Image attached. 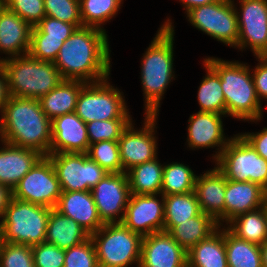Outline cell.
Returning a JSON list of instances; mask_svg holds the SVG:
<instances>
[{"instance_id":"obj_38","label":"cell","mask_w":267,"mask_h":267,"mask_svg":"<svg viewBox=\"0 0 267 267\" xmlns=\"http://www.w3.org/2000/svg\"><path fill=\"white\" fill-rule=\"evenodd\" d=\"M46 16L82 27L80 0H44Z\"/></svg>"},{"instance_id":"obj_18","label":"cell","mask_w":267,"mask_h":267,"mask_svg":"<svg viewBox=\"0 0 267 267\" xmlns=\"http://www.w3.org/2000/svg\"><path fill=\"white\" fill-rule=\"evenodd\" d=\"M212 112H197L190 115L188 120V147L196 148H213L218 147L213 154V160L216 161L223 149L231 140L224 135L222 116Z\"/></svg>"},{"instance_id":"obj_5","label":"cell","mask_w":267,"mask_h":267,"mask_svg":"<svg viewBox=\"0 0 267 267\" xmlns=\"http://www.w3.org/2000/svg\"><path fill=\"white\" fill-rule=\"evenodd\" d=\"M10 96L39 99L64 79L54 62L41 61L29 54L0 61Z\"/></svg>"},{"instance_id":"obj_15","label":"cell","mask_w":267,"mask_h":267,"mask_svg":"<svg viewBox=\"0 0 267 267\" xmlns=\"http://www.w3.org/2000/svg\"><path fill=\"white\" fill-rule=\"evenodd\" d=\"M91 193L104 224L123 221L131 196L126 172L108 173L91 189Z\"/></svg>"},{"instance_id":"obj_13","label":"cell","mask_w":267,"mask_h":267,"mask_svg":"<svg viewBox=\"0 0 267 267\" xmlns=\"http://www.w3.org/2000/svg\"><path fill=\"white\" fill-rule=\"evenodd\" d=\"M239 37L236 48H251L256 57L267 56V0H239Z\"/></svg>"},{"instance_id":"obj_45","label":"cell","mask_w":267,"mask_h":267,"mask_svg":"<svg viewBox=\"0 0 267 267\" xmlns=\"http://www.w3.org/2000/svg\"><path fill=\"white\" fill-rule=\"evenodd\" d=\"M258 64L251 71L258 99H267V56L256 57ZM267 101V100H265Z\"/></svg>"},{"instance_id":"obj_4","label":"cell","mask_w":267,"mask_h":267,"mask_svg":"<svg viewBox=\"0 0 267 267\" xmlns=\"http://www.w3.org/2000/svg\"><path fill=\"white\" fill-rule=\"evenodd\" d=\"M219 75L226 103V114L238 120L261 121L263 108L257 97L249 66L215 57L204 59Z\"/></svg>"},{"instance_id":"obj_41","label":"cell","mask_w":267,"mask_h":267,"mask_svg":"<svg viewBox=\"0 0 267 267\" xmlns=\"http://www.w3.org/2000/svg\"><path fill=\"white\" fill-rule=\"evenodd\" d=\"M64 267H99L94 244L90 237L65 250Z\"/></svg>"},{"instance_id":"obj_9","label":"cell","mask_w":267,"mask_h":267,"mask_svg":"<svg viewBox=\"0 0 267 267\" xmlns=\"http://www.w3.org/2000/svg\"><path fill=\"white\" fill-rule=\"evenodd\" d=\"M108 79L86 83L81 89L75 113L85 123L95 120L132 119L124 94L117 87L110 85Z\"/></svg>"},{"instance_id":"obj_46","label":"cell","mask_w":267,"mask_h":267,"mask_svg":"<svg viewBox=\"0 0 267 267\" xmlns=\"http://www.w3.org/2000/svg\"><path fill=\"white\" fill-rule=\"evenodd\" d=\"M256 150V152L267 161V127L260 132H248L241 134Z\"/></svg>"},{"instance_id":"obj_31","label":"cell","mask_w":267,"mask_h":267,"mask_svg":"<svg viewBox=\"0 0 267 267\" xmlns=\"http://www.w3.org/2000/svg\"><path fill=\"white\" fill-rule=\"evenodd\" d=\"M228 267H263L260 246L235 236L224 226Z\"/></svg>"},{"instance_id":"obj_25","label":"cell","mask_w":267,"mask_h":267,"mask_svg":"<svg viewBox=\"0 0 267 267\" xmlns=\"http://www.w3.org/2000/svg\"><path fill=\"white\" fill-rule=\"evenodd\" d=\"M85 84L86 82L80 80H63L38 99L42 111L50 120L75 112L78 95Z\"/></svg>"},{"instance_id":"obj_23","label":"cell","mask_w":267,"mask_h":267,"mask_svg":"<svg viewBox=\"0 0 267 267\" xmlns=\"http://www.w3.org/2000/svg\"><path fill=\"white\" fill-rule=\"evenodd\" d=\"M1 142L4 145L0 147V183L12 191L43 155L33 149Z\"/></svg>"},{"instance_id":"obj_36","label":"cell","mask_w":267,"mask_h":267,"mask_svg":"<svg viewBox=\"0 0 267 267\" xmlns=\"http://www.w3.org/2000/svg\"><path fill=\"white\" fill-rule=\"evenodd\" d=\"M87 155L108 173L123 172L118 140L90 144Z\"/></svg>"},{"instance_id":"obj_16","label":"cell","mask_w":267,"mask_h":267,"mask_svg":"<svg viewBox=\"0 0 267 267\" xmlns=\"http://www.w3.org/2000/svg\"><path fill=\"white\" fill-rule=\"evenodd\" d=\"M131 194L122 223L142 237L164 229V196ZM161 200V201H160Z\"/></svg>"},{"instance_id":"obj_3","label":"cell","mask_w":267,"mask_h":267,"mask_svg":"<svg viewBox=\"0 0 267 267\" xmlns=\"http://www.w3.org/2000/svg\"><path fill=\"white\" fill-rule=\"evenodd\" d=\"M174 26L167 19L146 49L141 61V83L146 115H158L160 101L171 80H174Z\"/></svg>"},{"instance_id":"obj_14","label":"cell","mask_w":267,"mask_h":267,"mask_svg":"<svg viewBox=\"0 0 267 267\" xmlns=\"http://www.w3.org/2000/svg\"><path fill=\"white\" fill-rule=\"evenodd\" d=\"M144 115V125L141 129L135 130L131 122L118 139L123 172L157 157L155 128L158 115Z\"/></svg>"},{"instance_id":"obj_1","label":"cell","mask_w":267,"mask_h":267,"mask_svg":"<svg viewBox=\"0 0 267 267\" xmlns=\"http://www.w3.org/2000/svg\"><path fill=\"white\" fill-rule=\"evenodd\" d=\"M106 31L82 26L64 41L54 65L64 80L94 83L109 78L111 70Z\"/></svg>"},{"instance_id":"obj_35","label":"cell","mask_w":267,"mask_h":267,"mask_svg":"<svg viewBox=\"0 0 267 267\" xmlns=\"http://www.w3.org/2000/svg\"><path fill=\"white\" fill-rule=\"evenodd\" d=\"M123 0H80L82 26L101 30L103 24L117 15Z\"/></svg>"},{"instance_id":"obj_19","label":"cell","mask_w":267,"mask_h":267,"mask_svg":"<svg viewBox=\"0 0 267 267\" xmlns=\"http://www.w3.org/2000/svg\"><path fill=\"white\" fill-rule=\"evenodd\" d=\"M50 153H87L90 143L86 123L75 113H67L51 120Z\"/></svg>"},{"instance_id":"obj_40","label":"cell","mask_w":267,"mask_h":267,"mask_svg":"<svg viewBox=\"0 0 267 267\" xmlns=\"http://www.w3.org/2000/svg\"><path fill=\"white\" fill-rule=\"evenodd\" d=\"M77 28L70 23L45 16L32 28L31 38H54L66 41Z\"/></svg>"},{"instance_id":"obj_12","label":"cell","mask_w":267,"mask_h":267,"mask_svg":"<svg viewBox=\"0 0 267 267\" xmlns=\"http://www.w3.org/2000/svg\"><path fill=\"white\" fill-rule=\"evenodd\" d=\"M62 190L51 160L43 156L12 190V197L55 208Z\"/></svg>"},{"instance_id":"obj_8","label":"cell","mask_w":267,"mask_h":267,"mask_svg":"<svg viewBox=\"0 0 267 267\" xmlns=\"http://www.w3.org/2000/svg\"><path fill=\"white\" fill-rule=\"evenodd\" d=\"M226 179L237 182H252L267 191V161L241 135L231 140L215 161Z\"/></svg>"},{"instance_id":"obj_49","label":"cell","mask_w":267,"mask_h":267,"mask_svg":"<svg viewBox=\"0 0 267 267\" xmlns=\"http://www.w3.org/2000/svg\"><path fill=\"white\" fill-rule=\"evenodd\" d=\"M179 1L182 2V5L184 6V9L186 10L185 13H186L193 8L203 6L206 4H211L219 0H179Z\"/></svg>"},{"instance_id":"obj_43","label":"cell","mask_w":267,"mask_h":267,"mask_svg":"<svg viewBox=\"0 0 267 267\" xmlns=\"http://www.w3.org/2000/svg\"><path fill=\"white\" fill-rule=\"evenodd\" d=\"M33 262L35 267H64L65 250L42 242L32 246Z\"/></svg>"},{"instance_id":"obj_21","label":"cell","mask_w":267,"mask_h":267,"mask_svg":"<svg viewBox=\"0 0 267 267\" xmlns=\"http://www.w3.org/2000/svg\"><path fill=\"white\" fill-rule=\"evenodd\" d=\"M54 209L75 220L89 234L97 232L104 225L91 191H62Z\"/></svg>"},{"instance_id":"obj_20","label":"cell","mask_w":267,"mask_h":267,"mask_svg":"<svg viewBox=\"0 0 267 267\" xmlns=\"http://www.w3.org/2000/svg\"><path fill=\"white\" fill-rule=\"evenodd\" d=\"M225 189L226 177L217 166L196 177L194 191L201 211L222 227L225 222Z\"/></svg>"},{"instance_id":"obj_32","label":"cell","mask_w":267,"mask_h":267,"mask_svg":"<svg viewBox=\"0 0 267 267\" xmlns=\"http://www.w3.org/2000/svg\"><path fill=\"white\" fill-rule=\"evenodd\" d=\"M195 191L164 196V232L201 213Z\"/></svg>"},{"instance_id":"obj_51","label":"cell","mask_w":267,"mask_h":267,"mask_svg":"<svg viewBox=\"0 0 267 267\" xmlns=\"http://www.w3.org/2000/svg\"><path fill=\"white\" fill-rule=\"evenodd\" d=\"M263 207H264L266 214H267V191H266L265 196H264Z\"/></svg>"},{"instance_id":"obj_26","label":"cell","mask_w":267,"mask_h":267,"mask_svg":"<svg viewBox=\"0 0 267 267\" xmlns=\"http://www.w3.org/2000/svg\"><path fill=\"white\" fill-rule=\"evenodd\" d=\"M89 237L90 234L75 220L62 215L54 208L51 209L45 242L67 250L82 243Z\"/></svg>"},{"instance_id":"obj_44","label":"cell","mask_w":267,"mask_h":267,"mask_svg":"<svg viewBox=\"0 0 267 267\" xmlns=\"http://www.w3.org/2000/svg\"><path fill=\"white\" fill-rule=\"evenodd\" d=\"M63 43L61 39L31 38L28 54L37 60L54 62Z\"/></svg>"},{"instance_id":"obj_39","label":"cell","mask_w":267,"mask_h":267,"mask_svg":"<svg viewBox=\"0 0 267 267\" xmlns=\"http://www.w3.org/2000/svg\"><path fill=\"white\" fill-rule=\"evenodd\" d=\"M0 267H35L32 247L0 241Z\"/></svg>"},{"instance_id":"obj_17","label":"cell","mask_w":267,"mask_h":267,"mask_svg":"<svg viewBox=\"0 0 267 267\" xmlns=\"http://www.w3.org/2000/svg\"><path fill=\"white\" fill-rule=\"evenodd\" d=\"M139 267H187V252L167 233L142 237Z\"/></svg>"},{"instance_id":"obj_6","label":"cell","mask_w":267,"mask_h":267,"mask_svg":"<svg viewBox=\"0 0 267 267\" xmlns=\"http://www.w3.org/2000/svg\"><path fill=\"white\" fill-rule=\"evenodd\" d=\"M51 209L11 197L0 221V241L31 247L45 242Z\"/></svg>"},{"instance_id":"obj_47","label":"cell","mask_w":267,"mask_h":267,"mask_svg":"<svg viewBox=\"0 0 267 267\" xmlns=\"http://www.w3.org/2000/svg\"><path fill=\"white\" fill-rule=\"evenodd\" d=\"M8 83L4 69L0 65V113L9 99Z\"/></svg>"},{"instance_id":"obj_10","label":"cell","mask_w":267,"mask_h":267,"mask_svg":"<svg viewBox=\"0 0 267 267\" xmlns=\"http://www.w3.org/2000/svg\"><path fill=\"white\" fill-rule=\"evenodd\" d=\"M188 21L198 30L228 46L236 47L239 26L234 0H219L189 10Z\"/></svg>"},{"instance_id":"obj_42","label":"cell","mask_w":267,"mask_h":267,"mask_svg":"<svg viewBox=\"0 0 267 267\" xmlns=\"http://www.w3.org/2000/svg\"><path fill=\"white\" fill-rule=\"evenodd\" d=\"M4 6L12 10L32 27L45 16L44 0H3Z\"/></svg>"},{"instance_id":"obj_29","label":"cell","mask_w":267,"mask_h":267,"mask_svg":"<svg viewBox=\"0 0 267 267\" xmlns=\"http://www.w3.org/2000/svg\"><path fill=\"white\" fill-rule=\"evenodd\" d=\"M156 157L126 171L131 194H160L164 166Z\"/></svg>"},{"instance_id":"obj_7","label":"cell","mask_w":267,"mask_h":267,"mask_svg":"<svg viewBox=\"0 0 267 267\" xmlns=\"http://www.w3.org/2000/svg\"><path fill=\"white\" fill-rule=\"evenodd\" d=\"M99 267H128L141 261L142 236L121 223L104 224L90 234Z\"/></svg>"},{"instance_id":"obj_33","label":"cell","mask_w":267,"mask_h":267,"mask_svg":"<svg viewBox=\"0 0 267 267\" xmlns=\"http://www.w3.org/2000/svg\"><path fill=\"white\" fill-rule=\"evenodd\" d=\"M206 76L198 87L199 112H212L226 115V103L218 73L204 60Z\"/></svg>"},{"instance_id":"obj_37","label":"cell","mask_w":267,"mask_h":267,"mask_svg":"<svg viewBox=\"0 0 267 267\" xmlns=\"http://www.w3.org/2000/svg\"><path fill=\"white\" fill-rule=\"evenodd\" d=\"M132 119H111L86 123L89 143L118 140Z\"/></svg>"},{"instance_id":"obj_22","label":"cell","mask_w":267,"mask_h":267,"mask_svg":"<svg viewBox=\"0 0 267 267\" xmlns=\"http://www.w3.org/2000/svg\"><path fill=\"white\" fill-rule=\"evenodd\" d=\"M32 28L12 10L5 6L0 9V52L9 56L0 61L29 53Z\"/></svg>"},{"instance_id":"obj_34","label":"cell","mask_w":267,"mask_h":267,"mask_svg":"<svg viewBox=\"0 0 267 267\" xmlns=\"http://www.w3.org/2000/svg\"><path fill=\"white\" fill-rule=\"evenodd\" d=\"M194 174L189 166L182 163L171 162L164 165L163 182L160 195L168 196L173 194L190 193L195 190Z\"/></svg>"},{"instance_id":"obj_28","label":"cell","mask_w":267,"mask_h":267,"mask_svg":"<svg viewBox=\"0 0 267 267\" xmlns=\"http://www.w3.org/2000/svg\"><path fill=\"white\" fill-rule=\"evenodd\" d=\"M218 228L220 225L213 217L201 212L185 222H179V225L172 226L167 233L187 252Z\"/></svg>"},{"instance_id":"obj_11","label":"cell","mask_w":267,"mask_h":267,"mask_svg":"<svg viewBox=\"0 0 267 267\" xmlns=\"http://www.w3.org/2000/svg\"><path fill=\"white\" fill-rule=\"evenodd\" d=\"M62 191H91L108 172L87 153H50Z\"/></svg>"},{"instance_id":"obj_50","label":"cell","mask_w":267,"mask_h":267,"mask_svg":"<svg viewBox=\"0 0 267 267\" xmlns=\"http://www.w3.org/2000/svg\"><path fill=\"white\" fill-rule=\"evenodd\" d=\"M263 267H267V240L260 245Z\"/></svg>"},{"instance_id":"obj_48","label":"cell","mask_w":267,"mask_h":267,"mask_svg":"<svg viewBox=\"0 0 267 267\" xmlns=\"http://www.w3.org/2000/svg\"><path fill=\"white\" fill-rule=\"evenodd\" d=\"M12 197V191L5 185L0 183V218L2 219L6 207Z\"/></svg>"},{"instance_id":"obj_2","label":"cell","mask_w":267,"mask_h":267,"mask_svg":"<svg viewBox=\"0 0 267 267\" xmlns=\"http://www.w3.org/2000/svg\"><path fill=\"white\" fill-rule=\"evenodd\" d=\"M0 115V141L50 154L51 120L38 99L10 96Z\"/></svg>"},{"instance_id":"obj_52","label":"cell","mask_w":267,"mask_h":267,"mask_svg":"<svg viewBox=\"0 0 267 267\" xmlns=\"http://www.w3.org/2000/svg\"><path fill=\"white\" fill-rule=\"evenodd\" d=\"M4 6L3 0H0V9Z\"/></svg>"},{"instance_id":"obj_24","label":"cell","mask_w":267,"mask_h":267,"mask_svg":"<svg viewBox=\"0 0 267 267\" xmlns=\"http://www.w3.org/2000/svg\"><path fill=\"white\" fill-rule=\"evenodd\" d=\"M266 190L252 182H237L226 179L225 223L236 216L263 206Z\"/></svg>"},{"instance_id":"obj_27","label":"cell","mask_w":267,"mask_h":267,"mask_svg":"<svg viewBox=\"0 0 267 267\" xmlns=\"http://www.w3.org/2000/svg\"><path fill=\"white\" fill-rule=\"evenodd\" d=\"M187 267H228L224 228H218L187 251Z\"/></svg>"},{"instance_id":"obj_30","label":"cell","mask_w":267,"mask_h":267,"mask_svg":"<svg viewBox=\"0 0 267 267\" xmlns=\"http://www.w3.org/2000/svg\"><path fill=\"white\" fill-rule=\"evenodd\" d=\"M226 227L238 238L260 246L267 240L266 211L262 206L238 215Z\"/></svg>"}]
</instances>
